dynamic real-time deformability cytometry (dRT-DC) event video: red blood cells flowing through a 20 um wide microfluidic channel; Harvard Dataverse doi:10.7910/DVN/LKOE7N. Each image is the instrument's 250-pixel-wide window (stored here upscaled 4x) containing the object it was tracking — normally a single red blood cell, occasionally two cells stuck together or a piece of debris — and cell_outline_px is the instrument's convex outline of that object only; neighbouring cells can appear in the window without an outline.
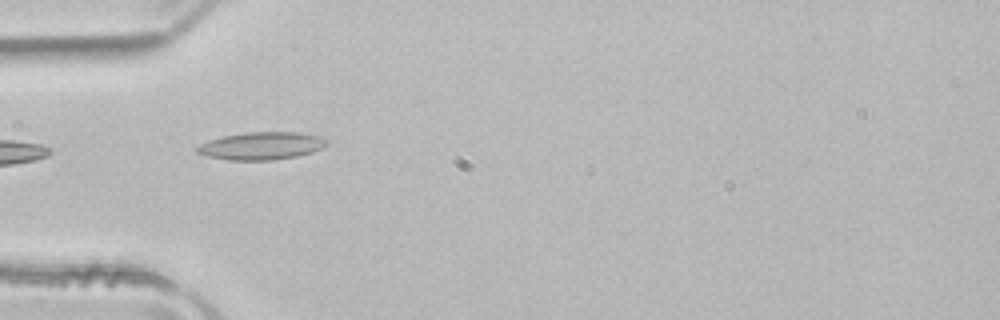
{"species": "common noctule bat (a hibernating species)", "species_latin": "Nyctalus noctula", "temperature_condition": "room temperature", "stored_images_in_passage": 37, "camera_frame_rate_fps": 3000, "um_per_image_px": 0.085, "animal": {"sex": "male", "body_mass_g": 21.5, "forearm_length_mm": 52.0}, "frame": {"image": 1, "passage_image": 2, "time_ms": 0.333, "image_size_px": [1000, 320], "cell_outline_px": [[328, 140], [320, 148], [312, 152], [296, 156], [272, 160], [228, 160], [208, 156], [196, 152], [196, 148], [200, 144], [208, 140], [224, 136], [244, 132], [300, 132], [320, 136]], "centroid_in_image_um": [22.2, 12.39], "position_along_channel_um": 62.8, "area_um2": 20.75}}
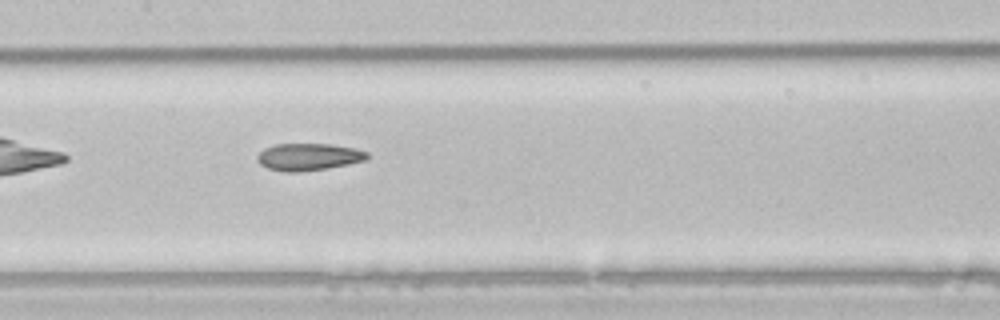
{"frame": {"image": 2, "passage_image": 11, "time_ms": 3.333, "image_size_px": [1000, 320], "cell_outline_px": [[368, 156], [364, 160], [348, 164], [300, 172], [284, 172], [268, 168], [260, 164], [256, 160], [256, 156], [264, 148], [276, 144], [332, 144], [356, 148], [368, 152]], "centroid_in_image_um": [26.19, 13.32], "position_along_channel_um": 181.2, "area_um2": 17.34}}
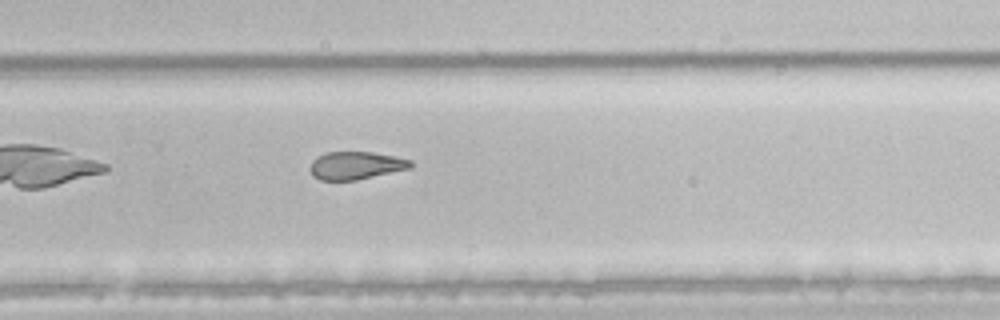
{"frame": {"image": 3, "passage_image": 20, "time_ms": 6.333, "image_size_px": [1000, 320], "cell_outline_px": [[412, 168], [356, 180], [320, 180], [312, 176], [308, 168], [312, 160], [316, 156], [324, 152], [372, 152], [396, 156], [412, 160]], "centroid_in_image_um": [30.22, 14.06], "position_along_channel_um": 299.6, "area_um2": 16.59}, "authors_computed_cell_mechanics": {"area_um2": 17.9758, "velocity_mm_per_s": 3.9722, "shape_relaxation_time_tau1_ms": null, "shape_relaxation_time_tau2_ms": 4.1197, "deformation_change_tau1": null, "deformation_change_tau2": 0.1232}}